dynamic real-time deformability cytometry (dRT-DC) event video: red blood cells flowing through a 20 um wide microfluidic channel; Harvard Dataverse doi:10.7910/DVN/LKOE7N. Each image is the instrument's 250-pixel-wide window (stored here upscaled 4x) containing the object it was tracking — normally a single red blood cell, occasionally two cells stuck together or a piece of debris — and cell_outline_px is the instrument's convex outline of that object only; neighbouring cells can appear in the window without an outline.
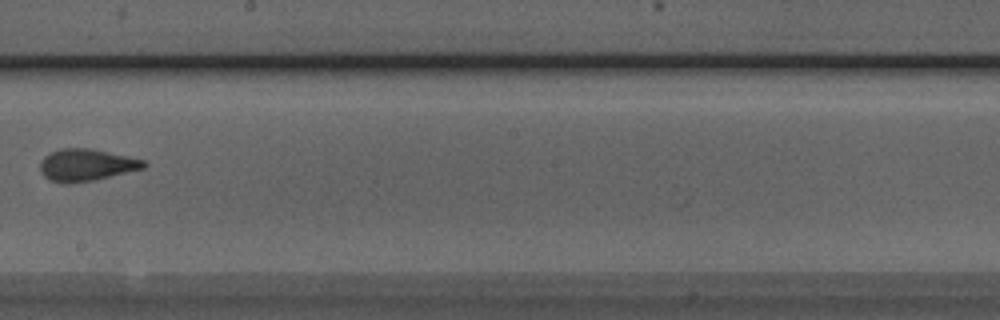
{"species": "Egyptian fruit bat (a non-hibernating species)", "species_latin": "Rousettus aegyptiacus", "temperature_condition": "room temperature", "stored_images_in_passage": 8, "camera_frame_rate_fps": 3000, "um_per_image_px": 0.085, "animal": {"sex": "male"}, "frame": {"image": 1, "passage_image": 8, "time_ms": 2.333, "image_size_px": [1000, 320], "cell_outline_px": [[148, 164], [144, 168], [96, 180], [72, 184], [60, 184], [48, 180], [40, 172], [40, 160], [44, 156], [60, 148], [92, 148], [128, 156], [144, 160]], "centroid_in_image_um": [7.31, 14.04], "position_along_channel_um": 240.9, "area_um2": 19.77}}